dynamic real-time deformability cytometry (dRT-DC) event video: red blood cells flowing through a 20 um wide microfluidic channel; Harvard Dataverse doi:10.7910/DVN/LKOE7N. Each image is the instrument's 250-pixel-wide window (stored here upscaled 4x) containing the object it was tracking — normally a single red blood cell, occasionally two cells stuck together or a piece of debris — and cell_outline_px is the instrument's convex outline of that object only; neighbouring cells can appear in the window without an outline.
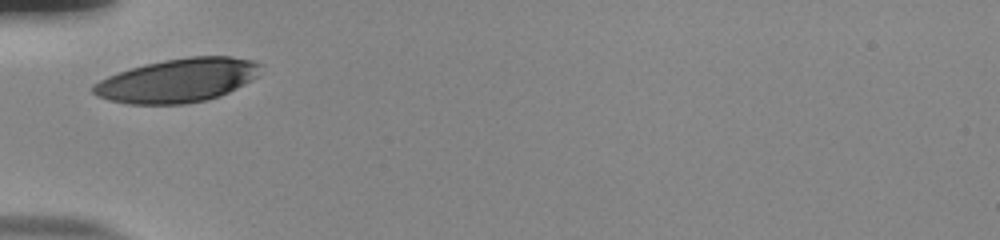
{"species": "human", "species_latin": "Homo sapiens", "temperature_condition": "room temperature", "stored_images_in_passage": 27, "camera_frame_rate_fps": 3000, "um_per_image_px": 0.085, "donor": {"sex": "male"}, "frame": {"image": 1, "passage_image": 1, "time_ms": 0.0, "image_size_px": [1000, 240], "cell_outline_px": [[260, 64], [256, 76], [252, 80], [220, 96], [208, 100], [184, 104], [128, 104], [108, 100], [96, 96], [92, 92], [92, 84], [108, 76], [128, 68], [144, 64], [164, 60], [188, 56], [228, 56], [252, 60]], "centroid_in_image_um": [15.05, 6.84], "position_along_channel_um": 69.9, "area_um2": 42.71}}
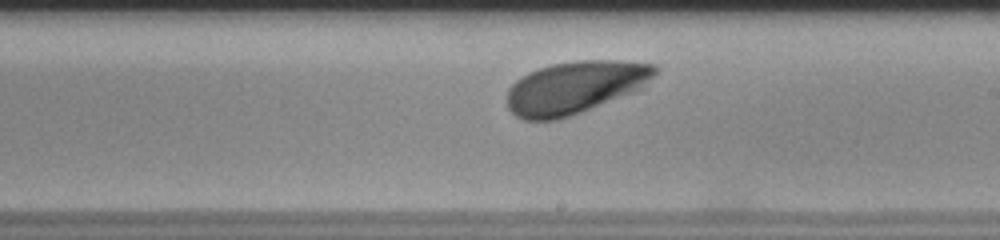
{"frame": {"image": 2, "passage_image": 15, "time_ms": 4.667, "image_size_px": [1000, 240], "cell_outline_px": [[660, 68], [644, 88], [580, 112], [556, 120], [524, 120], [516, 116], [508, 108], [508, 88], [516, 80], [528, 72], [552, 64], [576, 60], [620, 60], [656, 64]], "centroid_in_image_um": [48.91, 7.41], "position_along_channel_um": 240.1, "area_um2": 45.32}}
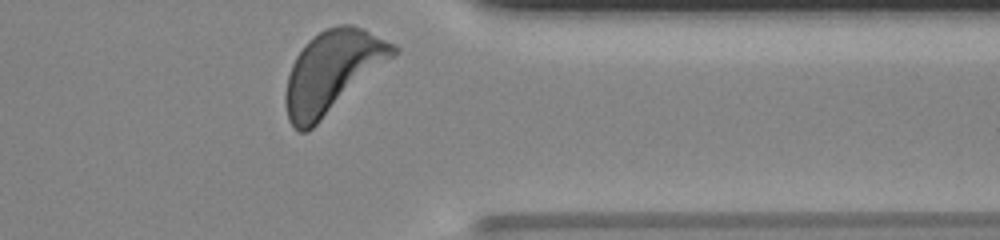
{"frame": {"image": 3, "passage_image": 27, "time_ms": 8.667, "image_size_px": [1000, 240], "cell_outline_px": [[400, 48], [392, 56], [308, 132], [300, 132], [292, 128], [288, 120], [284, 104], [284, 96], [288, 76], [292, 64], [296, 56], [308, 40], [324, 28], [340, 24], [352, 24], [364, 28], [396, 44]], "centroid_in_image_um": [28.19, 6.08], "position_along_channel_um": 383.2, "area_um2": 50.69}, "authors_computed_cell_mechanics": {"area_um2": 44.506, "velocity_mm_per_s": 3.6934, "shape_relaxation_time_tau1_ms": 1.6615, "shape_relaxation_time_tau2_ms": null, "deformation_change_tau1": 0.0993, "deformation_change_tau2": null}}